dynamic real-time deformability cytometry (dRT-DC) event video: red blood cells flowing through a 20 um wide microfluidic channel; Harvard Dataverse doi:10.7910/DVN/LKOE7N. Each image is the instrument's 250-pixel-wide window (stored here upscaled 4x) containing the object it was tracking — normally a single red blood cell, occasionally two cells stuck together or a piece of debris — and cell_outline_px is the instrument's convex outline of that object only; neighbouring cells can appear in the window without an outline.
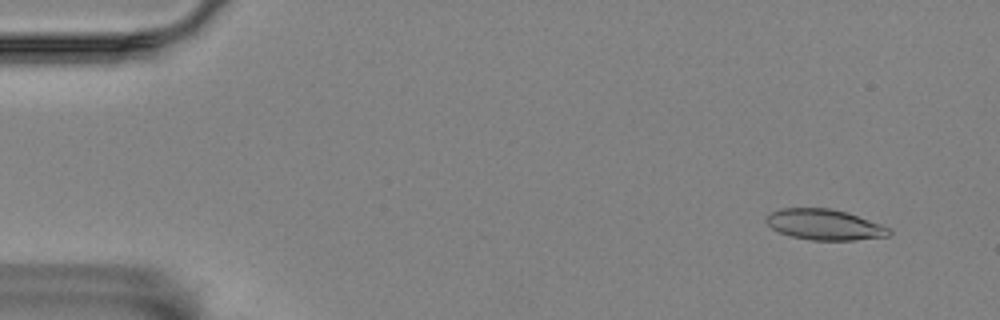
{"species": "Egyptian fruit bat (a non-hibernating species)", "species_latin": "Rousettus aegyptiacus", "temperature_condition": "room temperature", "stored_images_in_passage": 57, "camera_frame_rate_fps": 3000, "um_per_image_px": 0.085, "animal": {"sex": "female"}, "frame": {"image": 1, "passage_image": 5, "time_ms": 1.333, "image_size_px": [1000, 320], "cell_outline_px": [[892, 232], [888, 236], [856, 240], [812, 240], [792, 236], [780, 232], [772, 228], [764, 220], [772, 212], [780, 208], [828, 208], [848, 212], [880, 224], [888, 228]], "centroid_in_image_um": [70.09, 19.09], "position_along_channel_um": 14.9, "area_um2": 21.79}}
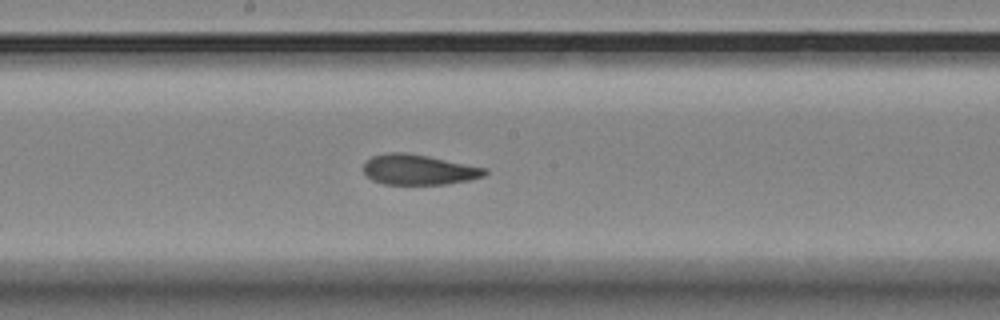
{"frame": {"image": 2, "passage_image": 31, "time_ms": 10.0, "image_size_px": [1000, 320], "cell_outline_px": [[488, 172], [484, 176], [472, 180], [448, 184], [384, 184], [372, 180], [364, 172], [364, 164], [372, 156], [388, 152], [404, 152], [488, 168]], "centroid_in_image_um": [35.62, 14.43], "position_along_channel_um": 212.6, "area_um2": 21.33}}
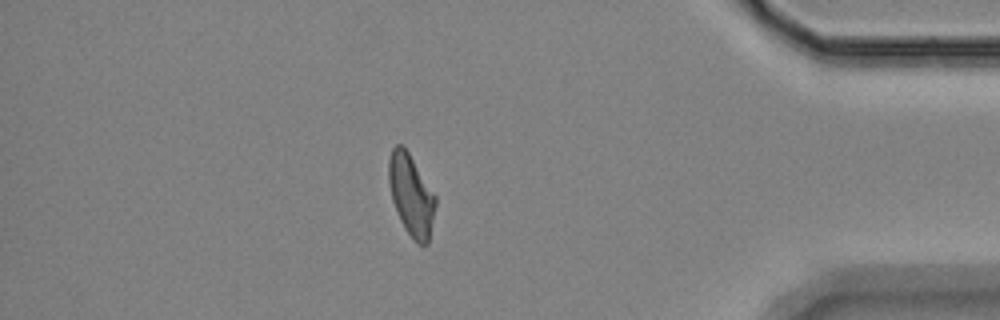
{"frame": {"image": 3, "passage_image": 50, "time_ms": 16.333, "image_size_px": [1000, 320], "cell_outline_px": [[436, 204], [428, 244], [416, 244], [404, 228], [400, 220], [392, 200], [388, 180], [388, 160], [392, 148], [396, 144], [400, 144], [408, 152], [436, 196]], "centroid_in_image_um": [34.94, 16.59], "position_along_channel_um": 400.3, "area_um2": 22.08}, "authors_computed_cell_mechanics": {"area_um2": 22.1374, "velocity_mm_per_s": 3.5158, "shape_relaxation_time_tau1_ms": null, "shape_relaxation_time_tau2_ms": 2.6034, "deformation_change_tau1": null, "deformation_change_tau2": 0.0902}}